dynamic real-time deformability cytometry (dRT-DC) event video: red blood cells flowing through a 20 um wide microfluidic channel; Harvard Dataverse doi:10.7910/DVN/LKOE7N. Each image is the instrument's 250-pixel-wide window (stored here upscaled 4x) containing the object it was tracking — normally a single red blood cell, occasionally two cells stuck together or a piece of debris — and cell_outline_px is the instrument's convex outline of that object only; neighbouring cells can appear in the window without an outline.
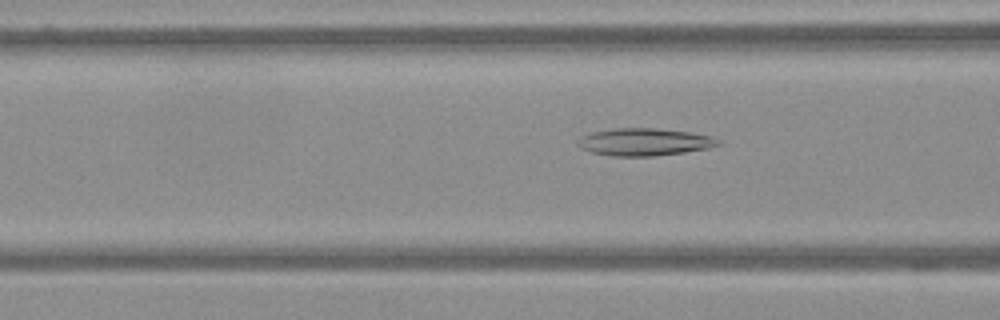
{"species": "Egyptian fruit bat (a non-hibernating species)", "species_latin": "Rousettus aegyptiacus", "temperature_condition": "warm", "stored_images_in_passage": 18, "camera_frame_rate_fps": 3000, "um_per_image_px": 0.085, "frame": {"image": 1, "passage_image": 16, "time_ms": 5.0, "image_size_px": [1000, 320], "cell_outline_px": [[724, 144], [708, 148], [684, 152], [656, 156], [612, 156], [592, 152], [580, 148], [576, 144], [576, 140], [580, 136], [592, 132], [612, 128], [656, 128], [688, 132], [712, 136], [720, 140]], "centroid_in_image_um": [54.76, 12.06], "position_along_channel_um": 111.8, "area_um2": 22.66}}